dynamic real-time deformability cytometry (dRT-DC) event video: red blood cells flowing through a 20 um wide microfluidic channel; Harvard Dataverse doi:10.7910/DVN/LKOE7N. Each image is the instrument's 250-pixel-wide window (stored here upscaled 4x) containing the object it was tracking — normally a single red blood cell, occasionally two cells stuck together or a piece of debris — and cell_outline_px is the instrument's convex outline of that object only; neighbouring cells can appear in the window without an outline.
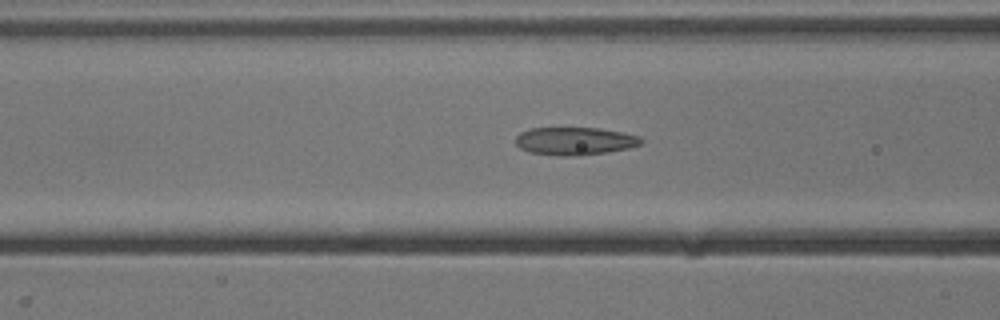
{"species": "common noctule bat (a hibernating species)", "species_latin": "Nyctalus noctula", "temperature_condition": "cold", "stored_images_in_passage": 30, "camera_frame_rate_fps": 3000, "um_per_image_px": 0.085, "animal": {"sex": "male", "body_mass_g": 13.3}, "frame": {"image": 1, "passage_image": 8, "time_ms": 2.333, "image_size_px": [1000, 320], "cell_outline_px": [[644, 140], [640, 144], [628, 148], [608, 152], [576, 156], [556, 156], [528, 152], [520, 148], [516, 144], [516, 136], [520, 132], [528, 128], [600, 128], [640, 136]], "centroid_in_image_um": [48.83, 11.99], "position_along_channel_um": 117.8, "area_um2": 20.52}}
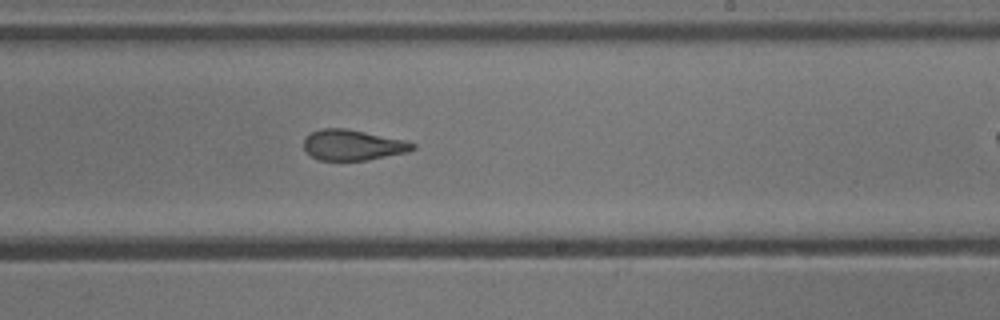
{"frame": {"image": 2, "passage_image": 19, "time_ms": 6.0, "image_size_px": [1000, 320], "cell_outline_px": [[416, 148], [408, 152], [364, 160], [320, 160], [304, 152], [304, 140], [312, 132], [320, 128], [344, 128], [404, 140], [416, 144]], "centroid_in_image_um": [29.97, 12.33], "position_along_channel_um": 259.0, "area_um2": 19.19}}
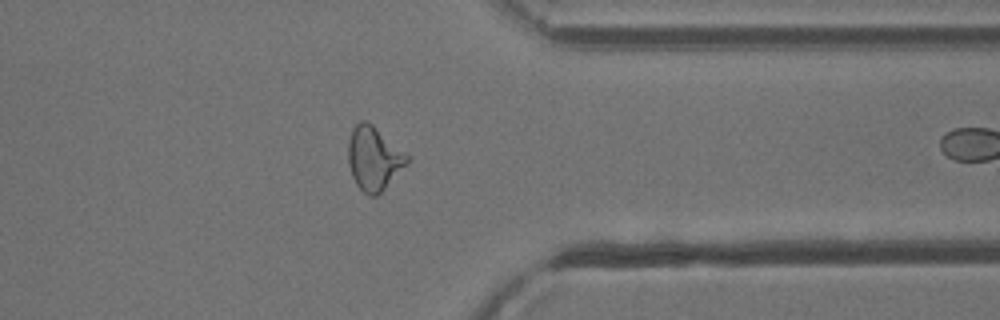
{"frame": {"image": 3, "passage_image": 29, "time_ms": 9.333, "image_size_px": [1000, 320], "cell_outline_px": [[408, 164], [376, 196], [368, 196], [356, 184], [352, 176], [348, 164], [348, 140], [352, 128], [360, 120], [364, 120], [372, 124], [404, 152], [408, 156]], "centroid_in_image_um": [31.74, 13.46], "position_along_channel_um": 379.7, "area_um2": 21.62}}